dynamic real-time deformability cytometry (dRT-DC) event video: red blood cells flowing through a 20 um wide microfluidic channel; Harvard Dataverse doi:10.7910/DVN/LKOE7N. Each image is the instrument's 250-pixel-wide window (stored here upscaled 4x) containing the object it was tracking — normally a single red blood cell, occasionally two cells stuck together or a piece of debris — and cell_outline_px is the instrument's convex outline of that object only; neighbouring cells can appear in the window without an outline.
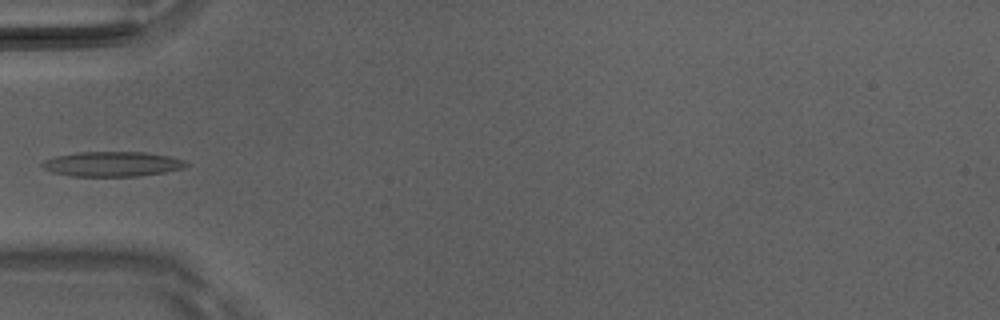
{"species": "Egyptian fruit bat (a non-hibernating species)", "species_latin": "Rousettus aegyptiacus", "temperature_condition": "room temperature", "stored_images_in_passage": 3, "camera_frame_rate_fps": 3000, "um_per_image_px": 0.085, "animal": {"sex": "male"}, "frame": {"image": 1, "passage_image": 3, "time_ms": 0.667, "image_size_px": [1000, 320], "cell_outline_px": [[188, 164], [184, 168], [164, 172], [140, 176], [72, 176], [52, 172], [44, 168], [40, 164], [44, 160], [56, 156], [76, 152], [144, 152], [168, 156], [184, 160]], "centroid_in_image_um": [9.53, 13.94], "position_along_channel_um": 75.5, "area_um2": 20.81}}